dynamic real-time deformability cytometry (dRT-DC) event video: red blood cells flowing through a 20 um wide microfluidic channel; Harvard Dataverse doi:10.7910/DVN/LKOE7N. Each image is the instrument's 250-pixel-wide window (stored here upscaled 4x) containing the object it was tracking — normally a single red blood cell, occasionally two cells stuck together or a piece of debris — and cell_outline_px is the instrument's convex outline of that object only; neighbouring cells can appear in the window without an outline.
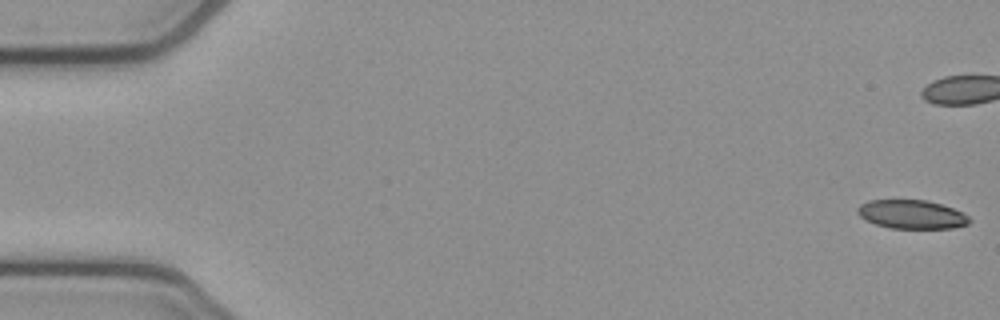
{"species": "common noctule bat (a hibernating species)", "species_latin": "Nyctalus noctula", "temperature_condition": "cold", "stored_images_in_passage": 54, "camera_frame_rate_fps": 3000, "um_per_image_px": 0.085, "animal": {"sex": "female", "body_mass_g": 21.9}, "frame": {"image": 1, "passage_image": 1, "time_ms": 0.0, "image_size_px": [1000, 320], "cell_outline_px": [[972, 220], [968, 224], [952, 228], [892, 228], [876, 224], [864, 220], [856, 212], [856, 208], [860, 204], [868, 200], [928, 200], [964, 212]], "centroid_in_image_um": [77.48, 18.22], "position_along_channel_um": 7.5, "area_um2": 18.84}}
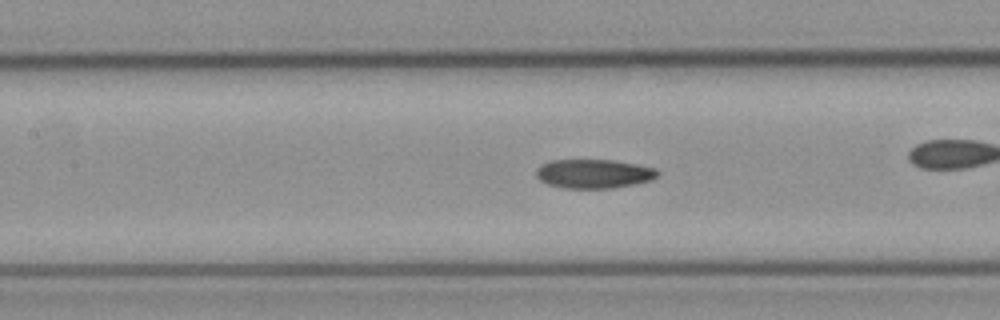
{"frame": {"image": 2, "passage_image": 24, "time_ms": 7.667, "image_size_px": [1000, 320], "cell_outline_px": [[660, 172], [652, 180], [612, 188], [564, 188], [548, 184], [540, 180], [536, 176], [536, 168], [540, 164], [548, 160], [616, 160], [656, 168]], "centroid_in_image_um": [50.45, 14.75], "position_along_channel_um": 157.0, "area_um2": 20.63}, "authors_computed_cell_mechanics": {"area_um2": 20.6346, "velocity_mm_per_s": 3.8472, "shape_relaxation_time_tau1_ms": null, "shape_relaxation_time_tau2_ms": 3.4093, "deformation_change_tau1": null, "deformation_change_tau2": 0.0914}}